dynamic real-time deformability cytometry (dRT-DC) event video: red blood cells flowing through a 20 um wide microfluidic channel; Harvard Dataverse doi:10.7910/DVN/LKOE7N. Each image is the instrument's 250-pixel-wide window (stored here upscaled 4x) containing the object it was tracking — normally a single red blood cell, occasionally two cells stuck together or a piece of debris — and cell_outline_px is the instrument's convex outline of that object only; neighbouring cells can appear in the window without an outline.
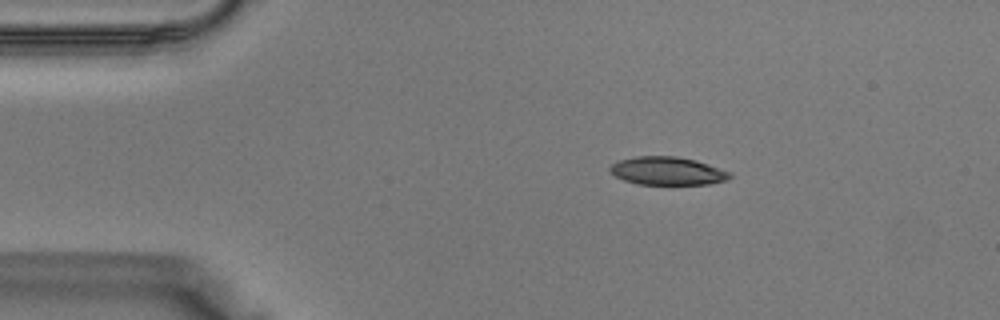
{"species": "Egyptian fruit bat (a non-hibernating species)", "species_latin": "Rousettus aegyptiacus", "temperature_condition": "warm", "stored_images_in_passage": 33, "camera_frame_rate_fps": 3000, "um_per_image_px": 0.085, "animal": {"sex": "male"}, "frame": {"image": 1, "passage_image": 1, "time_ms": 0.0, "image_size_px": [1000, 320], "cell_outline_px": [[732, 176], [728, 180], [708, 184], [636, 184], [624, 180], [608, 172], [608, 168], [612, 164], [620, 160], [636, 156], [676, 156], [696, 160], [732, 172]], "centroid_in_image_um": [56.74, 14.53], "position_along_channel_um": 28.3, "area_um2": 19.77}}
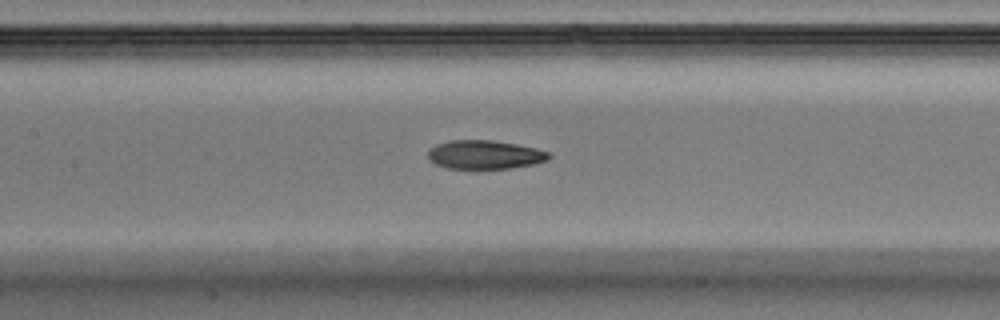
{"frame": {"image": 2, "passage_image": 12, "time_ms": 3.667, "image_size_px": [1000, 320], "cell_outline_px": [[552, 156], [548, 160], [532, 164], [512, 168], [448, 168], [436, 164], [428, 160], [428, 148], [436, 144], [452, 140], [492, 140], [516, 144], [536, 148], [548, 152]], "centroid_in_image_um": [41.19, 13.14], "position_along_channel_um": 166.2, "area_um2": 20.23}}
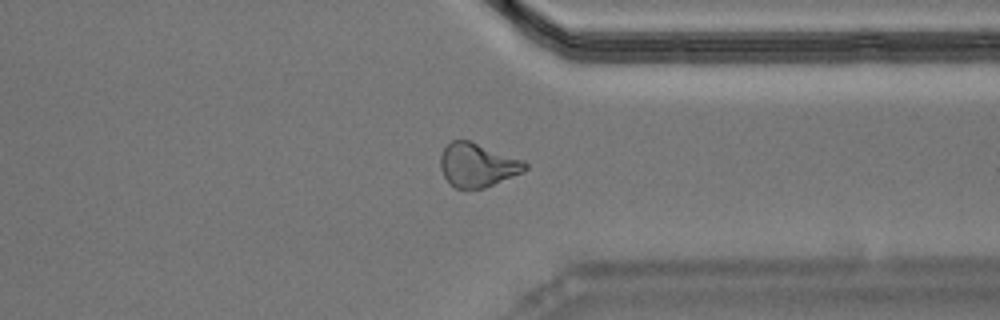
{"frame": {"image": 3, "passage_image": 24, "time_ms": 7.667, "image_size_px": [1000, 320], "cell_outline_px": [[528, 168], [512, 176], [484, 188], [456, 188], [444, 176], [440, 168], [440, 156], [444, 148], [452, 140], [468, 140], [524, 160], [528, 164]], "centroid_in_image_um": [40.57, 14.01], "position_along_channel_um": 370.8, "area_um2": 21.21}}